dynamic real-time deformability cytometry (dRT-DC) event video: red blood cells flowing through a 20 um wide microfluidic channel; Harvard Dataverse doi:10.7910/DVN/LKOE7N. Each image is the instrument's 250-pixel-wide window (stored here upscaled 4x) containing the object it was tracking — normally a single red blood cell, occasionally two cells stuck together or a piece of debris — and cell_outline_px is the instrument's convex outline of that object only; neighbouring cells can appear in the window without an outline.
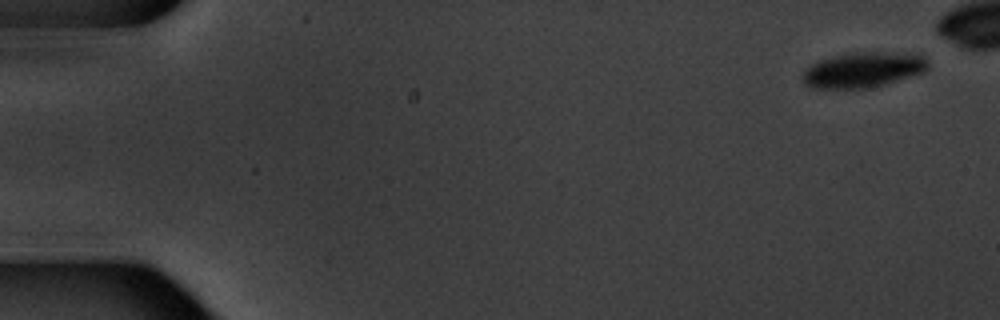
{"species": "common noctule bat (a hibernating species)", "species_latin": "Nyctalus noctula", "temperature_condition": "warm", "stored_images_in_passage": 4, "camera_frame_rate_fps": 3000, "um_per_image_px": 0.085, "animal": {"sex": "male", "body_mass_g": 20.1, "forearm_length_mm": 53.5}, "frame": {"image": 1, "passage_image": 1, "time_ms": 0.0, "image_size_px": [1000, 320], "cell_outline_px": [[928, 68], [924, 72], [884, 84], [864, 88], [812, 88], [804, 84], [800, 80], [800, 76], [808, 64], [820, 60], [848, 52], [884, 52], [924, 56], [928, 64]], "centroid_in_image_um": [73.27, 5.94], "position_along_channel_um": 11.7, "area_um2": 25.78}}